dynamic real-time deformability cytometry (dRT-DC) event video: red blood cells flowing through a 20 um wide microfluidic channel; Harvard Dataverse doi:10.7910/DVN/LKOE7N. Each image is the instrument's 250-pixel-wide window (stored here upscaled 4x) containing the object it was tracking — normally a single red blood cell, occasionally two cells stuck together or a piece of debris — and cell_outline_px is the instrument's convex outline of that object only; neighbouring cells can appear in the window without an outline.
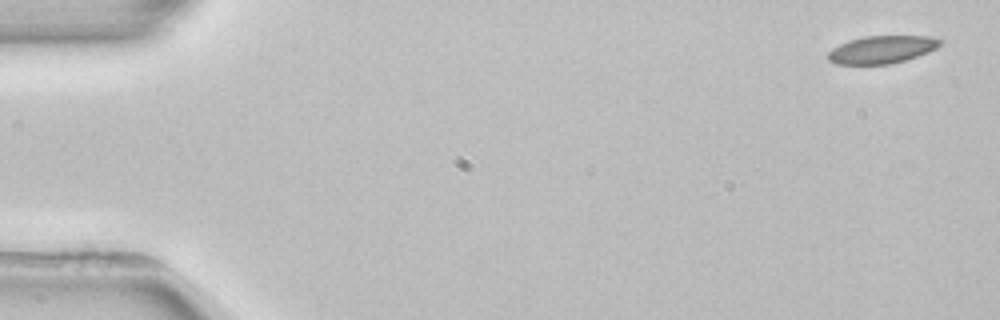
{"species": "common noctule bat (a hibernating species)", "species_latin": "Nyctalus noctula", "temperature_condition": "room temperature", "stored_images_in_passage": 5, "segment_of_instrument_passage": [2, 2], "camera_frame_rate_fps": 3000, "um_per_image_px": 0.085, "animal": {"sex": "female", "body_mass_g": 22.7, "forearm_length_mm": 54.2}, "frame": {"image": 1, "passage_image": 5, "time_ms": 7.333, "image_size_px": [1000, 320], "cell_outline_px": [[944, 40], [936, 48], [916, 56], [904, 60], [888, 64], [836, 64], [828, 60], [828, 52], [832, 48], [848, 40], [864, 36], [928, 36]], "centroid_in_image_um": [74.92, 4.2], "position_along_channel_um": 10.1, "area_um2": 17.92}}